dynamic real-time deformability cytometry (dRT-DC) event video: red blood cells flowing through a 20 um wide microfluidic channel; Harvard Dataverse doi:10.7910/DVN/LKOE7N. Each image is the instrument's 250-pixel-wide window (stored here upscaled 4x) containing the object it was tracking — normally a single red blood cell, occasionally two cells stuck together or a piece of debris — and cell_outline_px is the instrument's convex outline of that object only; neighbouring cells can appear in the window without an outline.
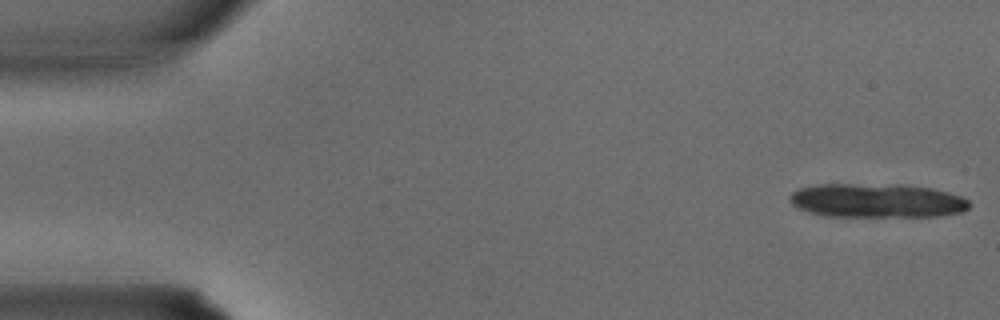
{"species": "common noctule bat (a hibernating species)", "species_latin": "Nyctalus noctula", "temperature_condition": "warm", "stored_images_in_passage": 24, "camera_frame_rate_fps": 3000, "um_per_image_px": 0.085, "animal": {"sex": "male", "body_mass_g": 15.6}, "frame": {"image": 1, "passage_image": 1, "time_ms": 0.0, "image_size_px": [1000, 320], "cell_outline_px": [[972, 204], [964, 212], [940, 216], [824, 216], [808, 212], [796, 208], [788, 200], [788, 196], [792, 192], [800, 188], [820, 184], [896, 184], [932, 188], [948, 192], [960, 196], [968, 200]], "centroid_in_image_um": [74.53, 17.05], "position_along_channel_um": 10.5, "area_um2": 35.95}}
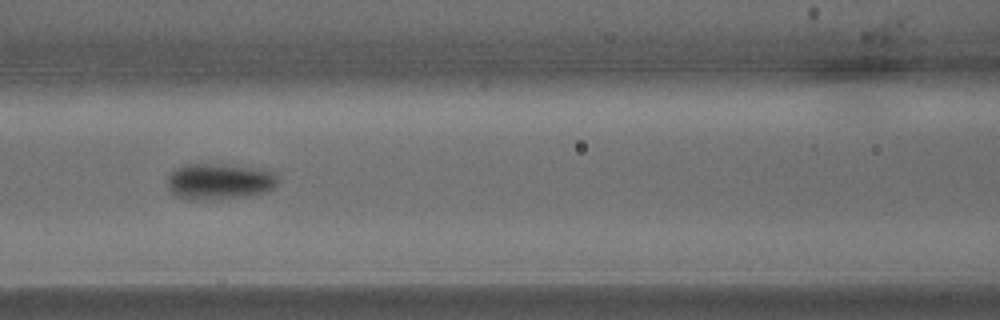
{"frame": {"image": 2, "passage_image": 15, "time_ms": 4.667, "image_size_px": [1000, 320], "cell_outline_px": [[276, 184], [272, 188], [264, 192], [244, 196], [204, 200], [184, 200], [176, 196], [168, 188], [168, 176], [176, 168], [184, 164], [224, 164], [272, 172], [276, 176]], "centroid_in_image_um": [18.55, 15.43], "position_along_channel_um": 148.1, "area_um2": 22.83}}
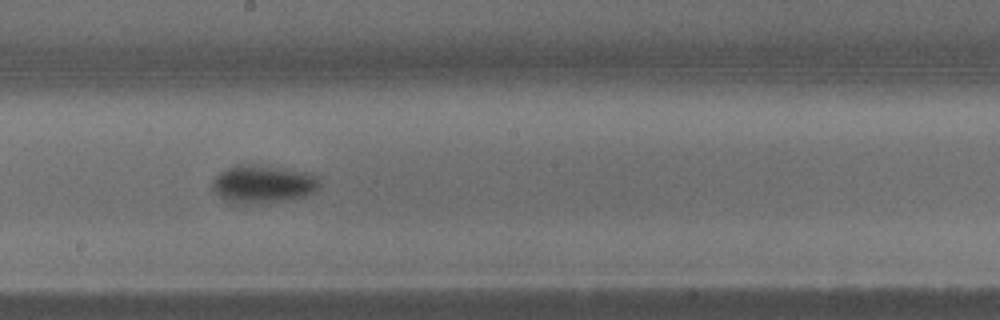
{"frame": {"image": 3, "passage_image": 19, "time_ms": 6.0, "image_size_px": [1000, 320], "cell_outline_px": [[320, 184], [312, 192], [304, 196], [284, 200], [260, 204], [236, 204], [220, 196], [212, 188], [212, 180], [220, 172], [236, 164], [244, 164], [308, 172], [316, 176], [320, 180]], "centroid_in_image_um": [22.33, 15.66], "position_along_channel_um": 225.9, "area_um2": 23.35}}